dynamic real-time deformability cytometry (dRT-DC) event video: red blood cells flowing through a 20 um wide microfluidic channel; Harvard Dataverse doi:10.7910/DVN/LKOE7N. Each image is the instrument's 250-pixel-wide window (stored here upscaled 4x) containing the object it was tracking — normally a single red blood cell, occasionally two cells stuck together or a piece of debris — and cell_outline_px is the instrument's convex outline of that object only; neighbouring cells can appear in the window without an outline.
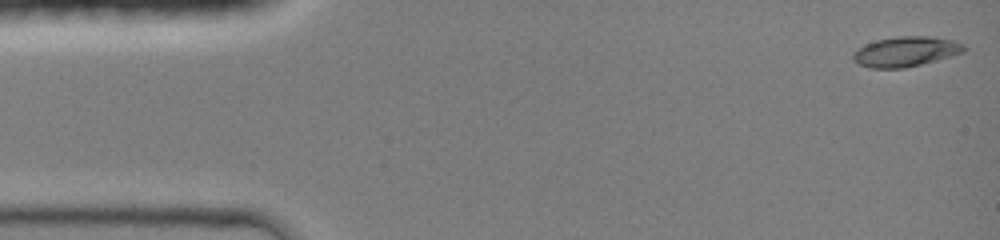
{"species": "common noctule bat (a hibernating species)", "species_latin": "Nyctalus noctula", "temperature_condition": "room temperature", "stored_images_in_passage": 40, "camera_frame_rate_fps": 3000, "um_per_image_px": 0.085, "animal": {"sex": "female", "body_mass_g": 19.0, "forearm_length_mm": 51.5}, "frame": {"image": 1, "passage_image": 1, "time_ms": 0.0, "image_size_px": [1000, 240], "cell_outline_px": [[968, 48], [964, 52], [936, 60], [904, 68], [868, 68], [852, 60], [852, 52], [856, 48], [864, 44], [876, 40], [896, 36], [928, 36], [952, 40], [964, 44]], "centroid_in_image_um": [76.95, 4.38], "position_along_channel_um": 8.1, "area_um2": 19.54}}
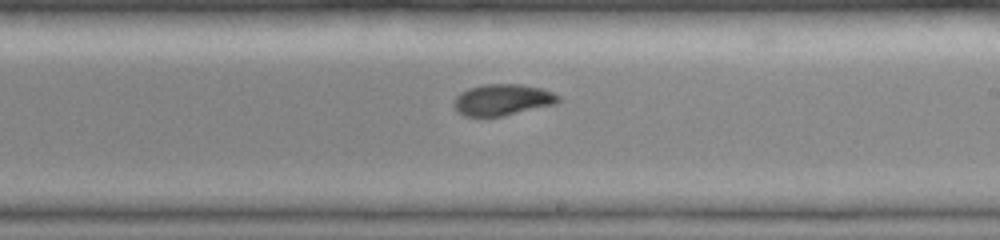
{"frame": {"image": 2, "passage_image": 26, "time_ms": 8.333, "image_size_px": [1000, 240], "cell_outline_px": [[560, 100], [556, 104], [504, 116], [464, 116], [456, 112], [452, 104], [452, 100], [460, 92], [468, 88], [484, 84], [520, 84], [540, 88], [552, 92], [560, 96]], "centroid_in_image_um": [42.67, 8.49], "position_along_channel_um": 246.3, "area_um2": 19.31}}
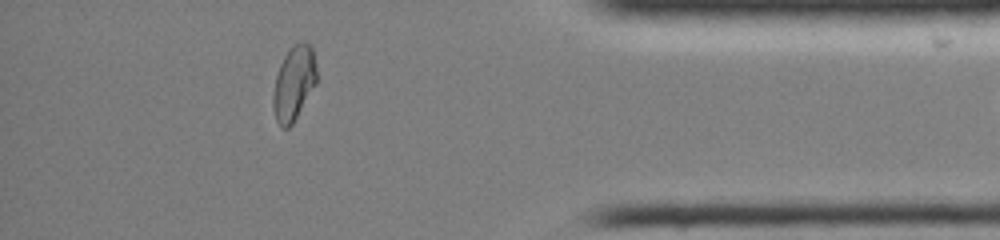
{"frame": {"image": 3, "passage_image": 39, "time_ms": 12.667, "image_size_px": [1000, 240], "cell_outline_px": [[316, 84], [292, 124], [288, 128], [284, 128], [276, 120], [272, 104], [272, 96], [276, 76], [280, 64], [284, 56], [292, 44], [300, 40], [304, 40], [312, 44], [316, 64]], "centroid_in_image_um": [24.99, 7.0], "position_along_channel_um": 410.2, "area_um2": 19.07}}